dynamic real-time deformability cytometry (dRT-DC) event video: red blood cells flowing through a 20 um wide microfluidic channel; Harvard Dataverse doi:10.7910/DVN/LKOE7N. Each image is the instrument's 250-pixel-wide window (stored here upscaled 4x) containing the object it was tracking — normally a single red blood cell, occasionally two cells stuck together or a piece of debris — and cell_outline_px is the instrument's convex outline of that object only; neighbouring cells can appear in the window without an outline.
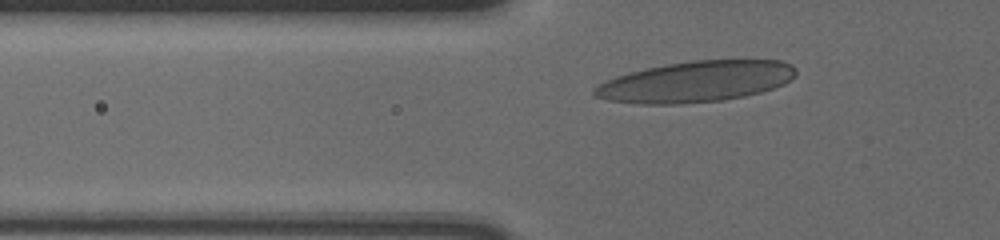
{"species": "human", "species_latin": "Homo sapiens", "temperature_condition": "cold", "stored_images_in_passage": 38, "camera_frame_rate_fps": 3000, "um_per_image_px": 0.085, "donor": {"sex": "male"}, "frame": {"image": 1, "passage_image": 9, "time_ms": 2.667, "image_size_px": [1000, 240], "cell_outline_px": [[796, 76], [784, 84], [776, 88], [744, 96], [720, 100], [680, 104], [640, 104], [608, 100], [596, 96], [592, 92], [592, 88], [616, 76], [628, 72], [644, 68], [664, 64], [692, 60], [780, 60], [792, 64], [796, 68]], "centroid_in_image_um": [59.16, 6.93], "position_along_channel_um": 66.6, "area_um2": 48.26}}
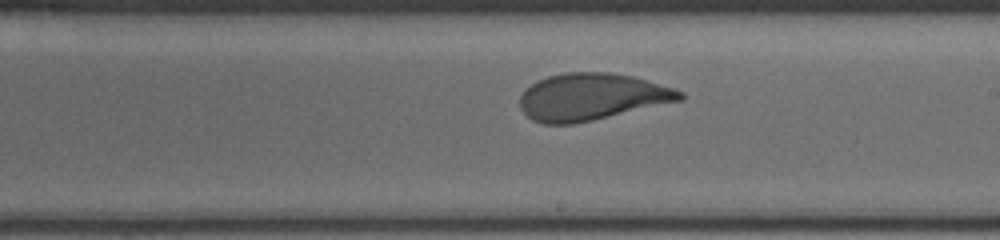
{"frame": {"image": 2, "passage_image": 24, "time_ms": 7.667, "image_size_px": [1000, 240], "cell_outline_px": [[684, 100], [592, 120], [572, 124], [544, 124], [532, 120], [520, 108], [520, 96], [532, 84], [548, 76], [568, 72], [608, 72], [632, 76], [672, 88], [684, 92]], "centroid_in_image_um": [50.3, 8.24], "position_along_channel_um": 238.7, "area_um2": 43.41}}
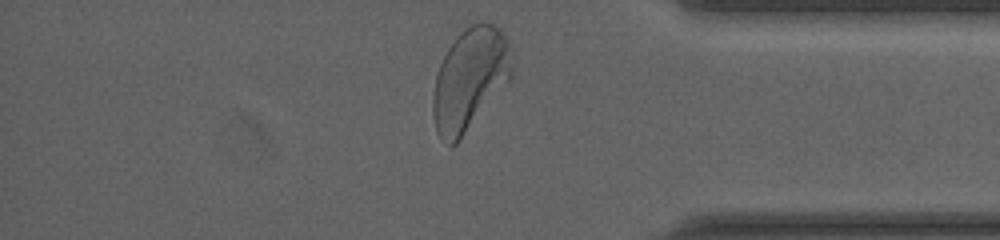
{"frame": {"image": 3, "passage_image": 38, "time_ms": 12.333, "image_size_px": [1000, 240], "cell_outline_px": [[512, 76], [460, 140], [456, 144], [448, 144], [440, 140], [436, 132], [432, 116], [432, 100], [436, 76], [440, 64], [448, 48], [460, 32], [472, 24], [480, 20], [484, 20], [500, 28], [508, 44], [512, 68]], "centroid_in_image_um": [39.9, 6.74], "position_along_channel_um": 395.3, "area_um2": 46.7}, "authors_computed_cell_mechanics": {"area_um2": 44.0436, "velocity_mm_per_s": 3.595, "shape_relaxation_time_tau1_ms": 3.9448, "shape_relaxation_time_tau2_ms": null, "deformation_change_tau1": 0.1626, "deformation_change_tau2": null}}